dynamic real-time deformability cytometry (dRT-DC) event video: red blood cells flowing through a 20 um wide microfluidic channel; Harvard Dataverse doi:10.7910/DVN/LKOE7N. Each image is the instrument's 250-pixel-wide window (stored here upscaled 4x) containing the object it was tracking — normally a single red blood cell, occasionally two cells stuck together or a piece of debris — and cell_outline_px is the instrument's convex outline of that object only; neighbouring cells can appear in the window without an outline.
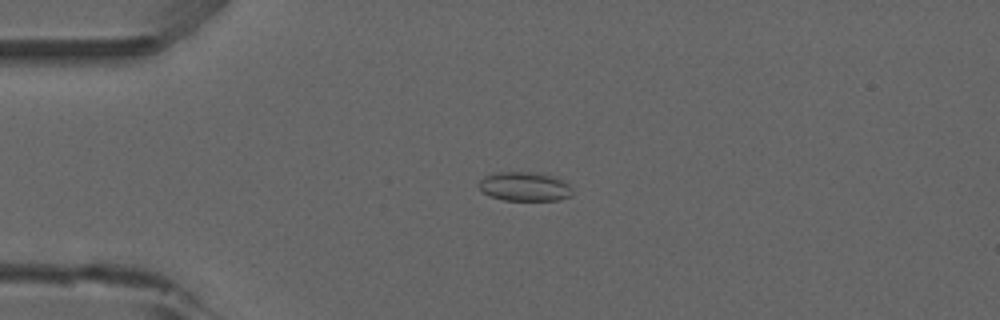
{"species": "common noctule bat (a hibernating species)", "species_latin": "Nyctalus noctula", "temperature_condition": "room temperature", "stored_images_in_passage": 52, "camera_frame_rate_fps": 3000, "um_per_image_px": 0.085, "animal": {"sex": "male", "forearm_length_mm": 52.5}, "frame": {"image": 1, "passage_image": 12, "time_ms": 3.667, "image_size_px": [1000, 320], "cell_outline_px": [[572, 196], [560, 200], [504, 200], [488, 196], [480, 192], [480, 180], [484, 176], [496, 172], [528, 172], [552, 176], [564, 180], [568, 184], [572, 192]], "centroid_in_image_um": [44.57, 15.87], "position_along_channel_um": 40.4, "area_um2": 15.9}}
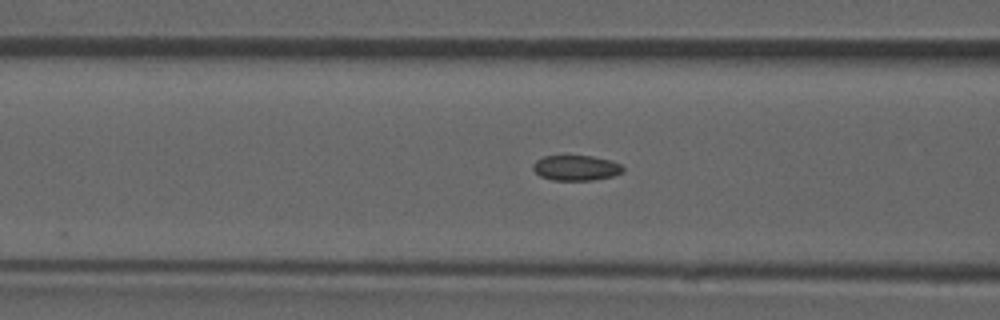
{"frame": {"image": 2, "passage_image": 20, "time_ms": 6.333, "image_size_px": [1000, 320], "cell_outline_px": [[624, 172], [612, 176], [592, 180], [552, 180], [540, 176], [532, 168], [532, 164], [536, 160], [544, 156], [592, 156], [608, 160], [620, 164], [624, 168]], "centroid_in_image_um": [48.94, 14.27], "position_along_channel_um": 117.7, "area_um2": 13.18}}
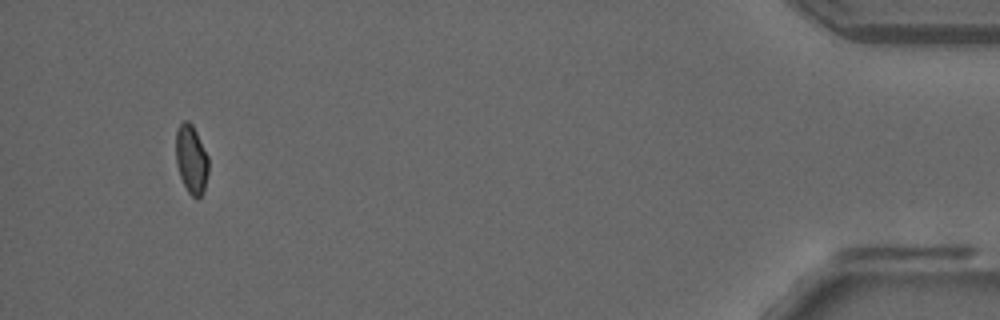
{"frame": {"image": 3, "passage_image": 49, "time_ms": 16.0, "image_size_px": [1000, 320], "cell_outline_px": [[208, 172], [204, 192], [196, 200], [188, 192], [180, 176], [176, 164], [176, 132], [180, 124], [184, 120], [188, 120], [192, 124], [208, 156]], "centroid_in_image_um": [16.26, 13.56], "position_along_channel_um": 418.9, "area_um2": 13.06}, "authors_computed_cell_mechanics": {"area_um2": 13.5252, "velocity_mm_per_s": 3.9071, "shape_relaxation_time_tau1_ms": null, "shape_relaxation_time_tau2_ms": 2.2876, "deformation_change_tau1": null, "deformation_change_tau2": 0.0654}}